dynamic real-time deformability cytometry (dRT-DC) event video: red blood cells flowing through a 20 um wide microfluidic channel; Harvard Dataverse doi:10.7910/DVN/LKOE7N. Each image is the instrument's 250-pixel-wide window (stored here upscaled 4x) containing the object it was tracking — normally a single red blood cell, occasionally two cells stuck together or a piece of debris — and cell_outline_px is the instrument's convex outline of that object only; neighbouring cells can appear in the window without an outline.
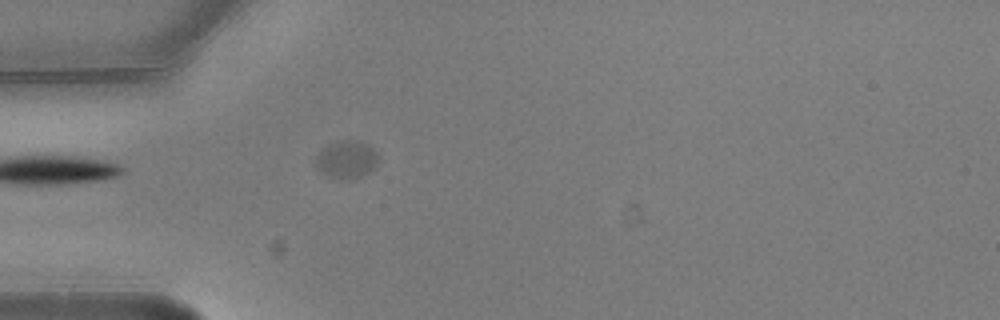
{"species": "common noctule bat (a hibernating species)", "species_latin": "Nyctalus noctula", "temperature_condition": "warm", "stored_images_in_passage": 2, "camera_frame_rate_fps": 3000, "um_per_image_px": 0.085, "animal": {"sex": "male", "body_mass_g": 20.5, "forearm_length_mm": 52.5}, "frame": {"image": 1, "passage_image": 2, "time_ms": 0.333, "image_size_px": [1000, 320], "cell_outline_px": [[376, 164], [368, 172], [360, 176], [328, 176], [320, 172], [316, 164], [316, 156], [328, 144], [336, 140], [360, 140], [368, 144], [376, 152]], "centroid_in_image_um": [29.43, 13.48], "position_along_channel_um": 55.6, "area_um2": 13.12}}